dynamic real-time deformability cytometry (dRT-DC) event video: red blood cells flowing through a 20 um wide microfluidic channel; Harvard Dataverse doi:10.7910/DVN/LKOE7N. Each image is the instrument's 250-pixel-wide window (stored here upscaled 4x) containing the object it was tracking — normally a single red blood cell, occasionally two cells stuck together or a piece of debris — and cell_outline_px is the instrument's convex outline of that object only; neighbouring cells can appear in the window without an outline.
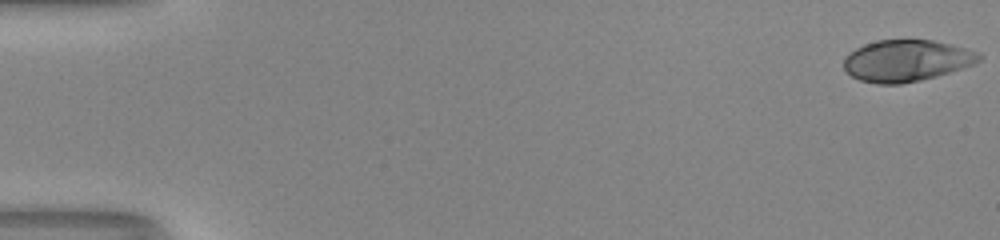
{"species": "human", "species_latin": "Homo sapiens", "temperature_condition": "room temperature", "stored_images_in_passage": 52, "camera_frame_rate_fps": 3000, "um_per_image_px": 0.085, "donor": {"sex": "male"}, "frame": {"image": 1, "passage_image": 1, "time_ms": 0.0, "image_size_px": [1000, 240], "cell_outline_px": [[984, 56], [976, 64], [936, 76], [920, 80], [900, 84], [876, 84], [860, 80], [852, 76], [844, 68], [844, 56], [848, 52], [864, 44], [876, 40], [932, 40], [980, 52]], "centroid_in_image_um": [77.05, 5.15], "position_along_channel_um": 7.9, "area_um2": 32.83}}
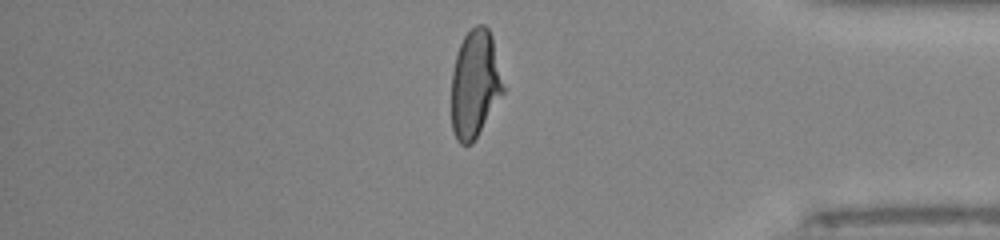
{"frame": {"image": 2, "passage_image": 44, "time_ms": 14.333, "image_size_px": [1000, 240], "cell_outline_px": [[504, 92], [472, 144], [460, 144], [456, 140], [452, 128], [452, 72], [456, 52], [464, 36], [476, 24], [484, 24], [488, 28], [492, 36], [504, 88]], "centroid_in_image_um": [40.36, 7.13], "position_along_channel_um": 394.8, "area_um2": 32.37}}
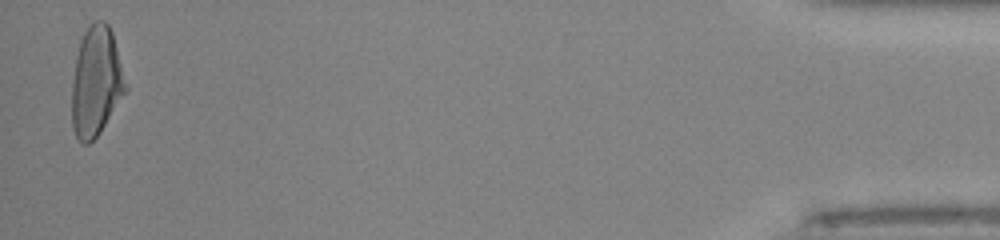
{"frame": {"image": 3, "passage_image": 51, "time_ms": 16.667, "image_size_px": [1000, 240], "cell_outline_px": [[128, 88], [100, 132], [88, 144], [84, 144], [76, 136], [72, 128], [72, 80], [76, 56], [80, 40], [88, 24], [92, 20], [104, 20], [108, 24], [112, 32]], "centroid_in_image_um": [8.16, 6.9], "position_along_channel_um": 427.0, "area_um2": 34.33}, "authors_computed_cell_mechanics": {"area_um2": 33.2928, "velocity_mm_per_s": 4.1483, "shape_relaxation_time_tau1_ms": 8.6822, "shape_relaxation_time_tau2_ms": null, "deformation_change_tau1": 0.3272, "deformation_change_tau2": null}}